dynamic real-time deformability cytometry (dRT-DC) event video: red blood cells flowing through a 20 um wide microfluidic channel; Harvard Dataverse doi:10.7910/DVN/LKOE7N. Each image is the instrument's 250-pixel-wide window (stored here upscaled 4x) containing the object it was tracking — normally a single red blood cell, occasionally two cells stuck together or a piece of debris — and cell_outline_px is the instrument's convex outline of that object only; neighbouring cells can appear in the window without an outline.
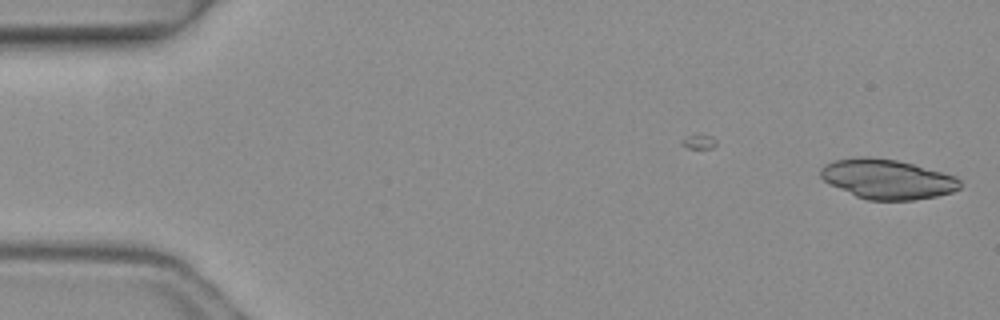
{"species": "common noctule bat (a hibernating species)", "species_latin": "Nyctalus noctula", "temperature_condition": "warm", "stored_images_in_passage": 2, "camera_frame_rate_fps": 3000, "um_per_image_px": 0.085, "animal": {"sex": "female", "body_mass_g": 19.3, "forearm_length_mm": 54.1}, "frame": {"image": 1, "passage_image": 2, "time_ms": 0.333, "image_size_px": [1000, 320], "cell_outline_px": [[960, 188], [952, 192], [936, 196], [916, 200], [868, 200], [856, 196], [824, 180], [820, 176], [820, 168], [824, 164], [832, 160], [856, 156], [868, 156], [896, 160], [912, 164], [956, 176], [960, 180]], "centroid_in_image_um": [75.4, 15.21], "position_along_channel_um": 9.6, "area_um2": 32.19}}